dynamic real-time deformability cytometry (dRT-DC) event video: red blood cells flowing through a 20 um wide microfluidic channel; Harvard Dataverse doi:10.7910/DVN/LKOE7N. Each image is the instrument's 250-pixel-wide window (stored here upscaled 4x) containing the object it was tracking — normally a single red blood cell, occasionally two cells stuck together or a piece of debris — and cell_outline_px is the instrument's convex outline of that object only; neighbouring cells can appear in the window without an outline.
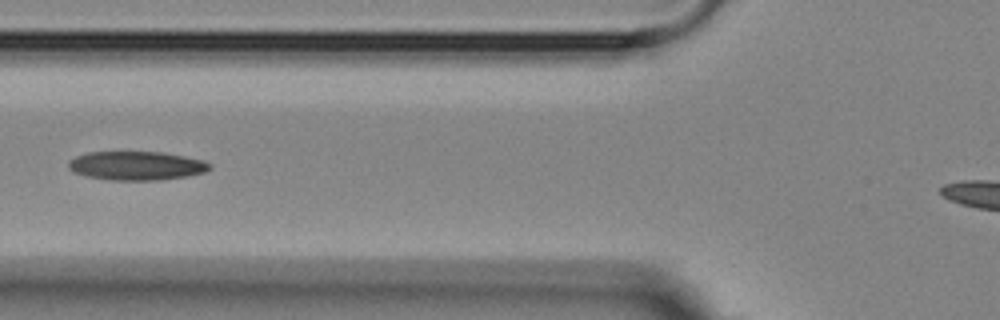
{"species": "Egyptian fruit bat (a non-hibernating species)", "species_latin": "Rousettus aegyptiacus", "temperature_condition": "room temperature", "stored_images_in_passage": 6, "camera_frame_rate_fps": 3000, "um_per_image_px": 0.085, "animal": {"sex": "female"}, "frame": {"image": 1, "passage_image": 6, "time_ms": 5.667, "image_size_px": [1000, 320], "cell_outline_px": [[212, 168], [204, 172], [184, 176], [160, 180], [108, 180], [88, 176], [72, 172], [68, 168], [68, 164], [76, 156], [88, 152], [160, 152], [184, 156], [204, 160], [212, 164]], "centroid_in_image_um": [11.61, 14.08], "position_along_channel_um": 114.2, "area_um2": 23.64}}